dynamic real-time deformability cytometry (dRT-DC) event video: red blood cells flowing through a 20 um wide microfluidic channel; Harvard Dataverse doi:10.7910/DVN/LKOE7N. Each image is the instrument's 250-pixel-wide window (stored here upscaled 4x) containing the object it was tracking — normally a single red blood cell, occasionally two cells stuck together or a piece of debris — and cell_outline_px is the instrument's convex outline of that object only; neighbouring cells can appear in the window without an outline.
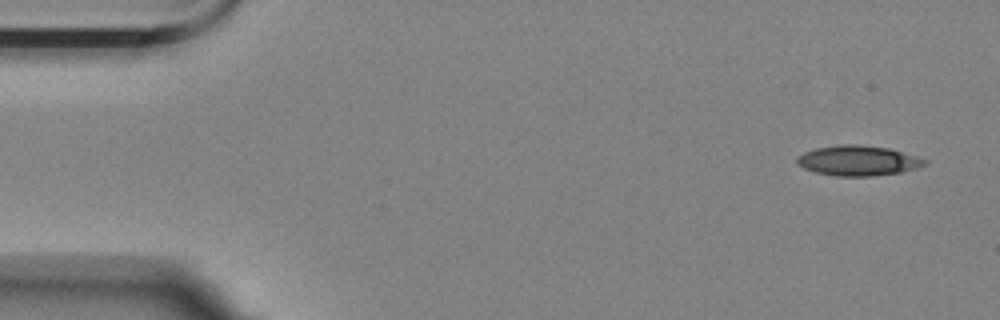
{"species": "Egyptian fruit bat (a non-hibernating species)", "species_latin": "Rousettus aegyptiacus", "temperature_condition": "room temperature", "stored_images_in_passage": 5, "camera_frame_rate_fps": 3000, "um_per_image_px": 0.085, "animal": {"sex": "female"}, "frame": {"image": 1, "passage_image": 1, "time_ms": 0.0, "image_size_px": [1000, 320], "cell_outline_px": [[928, 160], [924, 164], [900, 172], [872, 176], [836, 176], [816, 172], [804, 168], [796, 164], [796, 156], [804, 152], [816, 148], [844, 144], [856, 144], [888, 148], [916, 156]], "centroid_in_image_um": [72.87, 13.65], "position_along_channel_um": 12.1, "area_um2": 22.14}}